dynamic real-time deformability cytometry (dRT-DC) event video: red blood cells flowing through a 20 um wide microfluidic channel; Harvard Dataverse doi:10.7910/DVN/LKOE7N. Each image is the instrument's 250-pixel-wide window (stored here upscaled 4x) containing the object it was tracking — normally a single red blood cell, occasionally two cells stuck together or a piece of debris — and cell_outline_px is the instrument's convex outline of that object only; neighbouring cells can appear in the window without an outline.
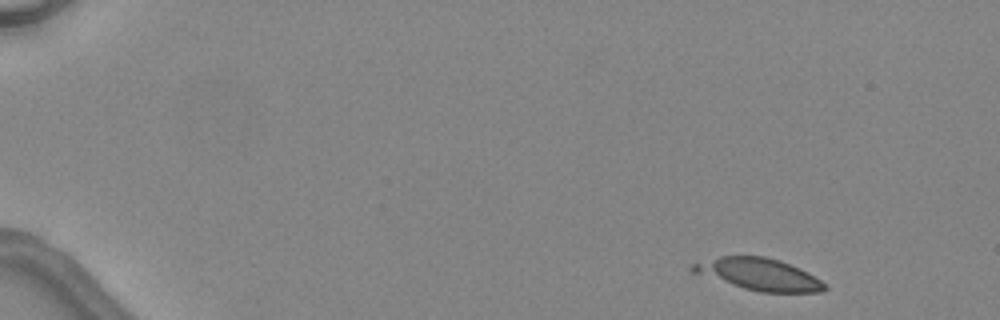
{"species": "common noctule bat (a hibernating species)", "species_latin": "Nyctalus noctula", "temperature_condition": "warm", "stored_images_in_passage": 5, "camera_frame_rate_fps": 3000, "um_per_image_px": 0.085, "animal": {"sex": "female", "body_mass_g": 24.6, "forearm_length_mm": 56.2}, "frame": {"image": 1, "passage_image": 1, "time_ms": 0.0, "image_size_px": [1000, 320], "cell_outline_px": [[828, 288], [820, 292], [760, 292], [744, 288], [692, 272], [688, 268], [692, 264], [720, 256], [764, 256], [780, 260], [820, 280]], "centroid_in_image_um": [64.46, 23.31], "position_along_channel_um": 20.5, "area_um2": 23.93}}